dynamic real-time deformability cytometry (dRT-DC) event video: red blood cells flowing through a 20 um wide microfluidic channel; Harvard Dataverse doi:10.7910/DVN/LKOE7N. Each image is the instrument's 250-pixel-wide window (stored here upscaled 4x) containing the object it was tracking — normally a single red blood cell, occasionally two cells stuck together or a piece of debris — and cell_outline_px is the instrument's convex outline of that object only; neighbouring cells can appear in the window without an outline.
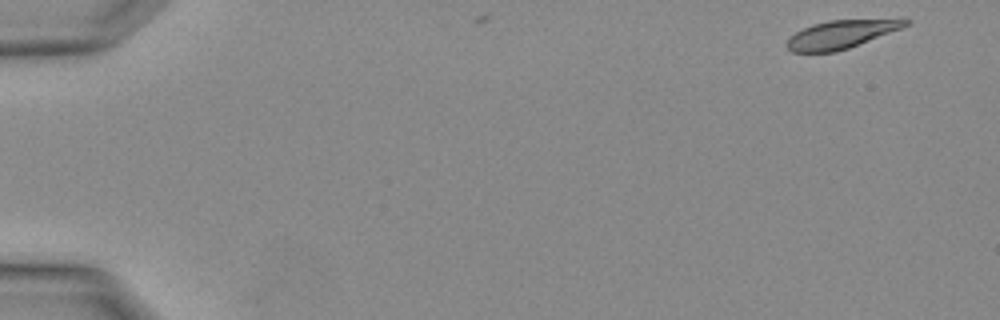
{"species": "Egyptian fruit bat (a non-hibernating species)", "species_latin": "Rousettus aegyptiacus", "temperature_condition": "warm", "stored_images_in_passage": 3, "camera_frame_rate_fps": 3000, "um_per_image_px": 0.085, "animal": {"sex": "female"}, "frame": {"image": 1, "passage_image": 1, "time_ms": 0.0, "image_size_px": [1000, 320], "cell_outline_px": [[912, 20], [908, 24], [900, 28], [848, 48], [836, 52], [792, 52], [784, 44], [796, 32], [812, 24], [828, 20]], "centroid_in_image_um": [71.39, 2.94], "position_along_channel_um": 13.6, "area_um2": 18.84}}
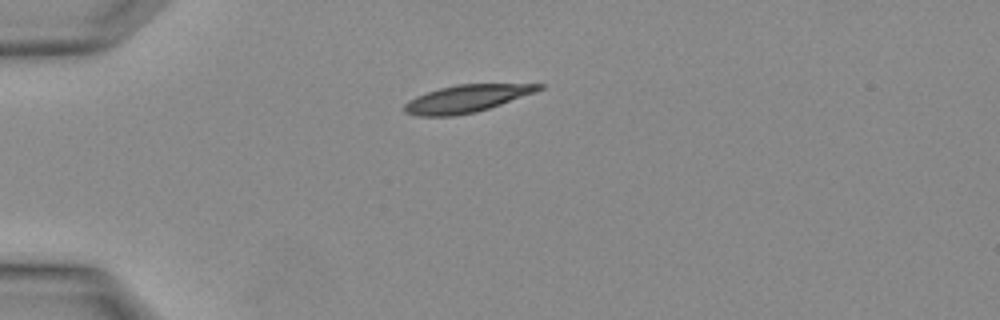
{"frame": {"image": 2, "passage_image": 3, "time_ms": 0.667, "image_size_px": [1000, 320], "cell_outline_px": [[544, 88], [536, 92], [476, 112], [452, 116], [416, 116], [404, 112], [404, 104], [408, 100], [416, 96], [440, 88], [456, 84], [544, 84]], "centroid_in_image_um": [39.63, 8.38], "position_along_channel_um": 45.4, "area_um2": 21.33}}